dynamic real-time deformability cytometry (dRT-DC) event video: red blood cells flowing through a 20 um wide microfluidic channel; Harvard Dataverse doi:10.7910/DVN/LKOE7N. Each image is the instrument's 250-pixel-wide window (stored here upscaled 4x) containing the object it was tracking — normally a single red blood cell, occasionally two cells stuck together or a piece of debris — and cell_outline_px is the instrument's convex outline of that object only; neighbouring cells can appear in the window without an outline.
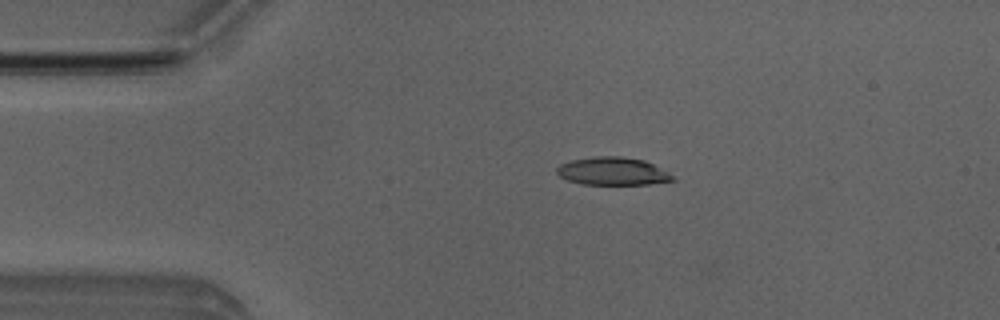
{"species": "Egyptian fruit bat (a non-hibernating species)", "species_latin": "Rousettus aegyptiacus", "temperature_condition": "room temperature", "stored_images_in_passage": 4, "camera_frame_rate_fps": 3000, "um_per_image_px": 0.085, "animal": {"sex": "male"}, "frame": {"image": 1, "passage_image": 3, "time_ms": 3.0, "image_size_px": [1000, 320], "cell_outline_px": [[676, 180], [648, 184], [584, 184], [568, 180], [560, 176], [556, 172], [556, 168], [560, 164], [572, 160], [596, 156], [620, 156], [644, 160], [668, 172]], "centroid_in_image_um": [52.06, 14.55], "position_along_channel_um": 32.9, "area_um2": 18.61}}